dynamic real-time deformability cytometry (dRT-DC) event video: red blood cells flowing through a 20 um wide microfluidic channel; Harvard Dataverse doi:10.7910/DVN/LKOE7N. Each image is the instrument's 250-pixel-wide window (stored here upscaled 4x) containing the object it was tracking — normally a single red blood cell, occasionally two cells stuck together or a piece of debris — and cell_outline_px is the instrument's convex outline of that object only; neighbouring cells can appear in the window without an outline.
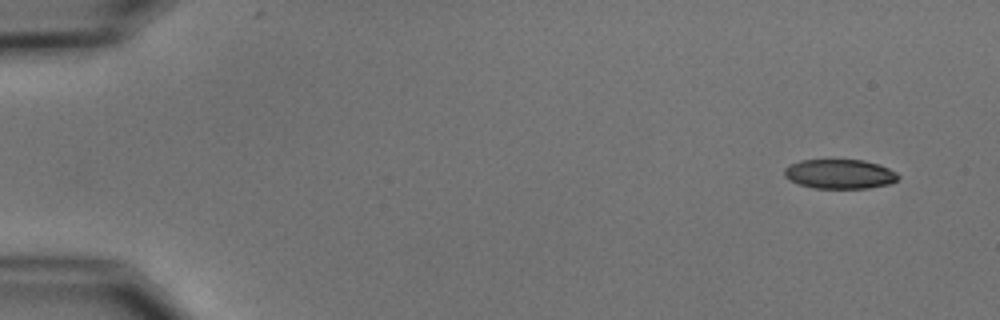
{"species": "common noctule bat (a hibernating species)", "species_latin": "Nyctalus noctula", "temperature_condition": "cold", "stored_images_in_passage": 4, "camera_frame_rate_fps": 3000, "um_per_image_px": 0.085, "animal": {"sex": "male", "body_mass_g": 15.6}, "frame": {"image": 1, "passage_image": 1, "time_ms": 0.0, "image_size_px": [1000, 320], "cell_outline_px": [[900, 176], [892, 184], [868, 188], [812, 188], [788, 180], [784, 176], [784, 168], [788, 164], [800, 160], [864, 160], [880, 164], [896, 172]], "centroid_in_image_um": [71.37, 14.79], "position_along_channel_um": 13.6, "area_um2": 19.77}}
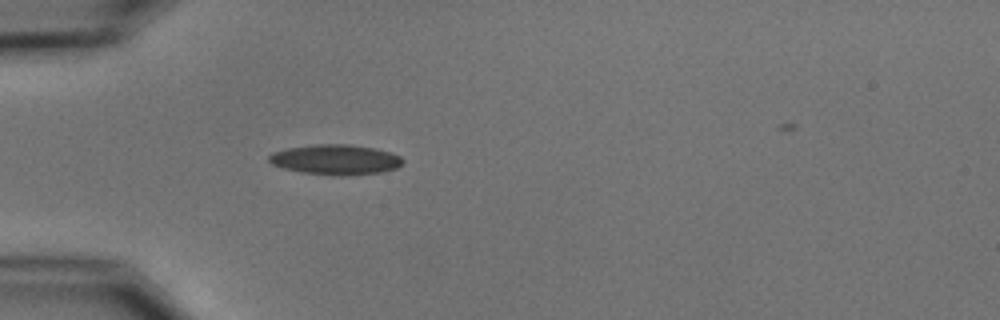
{"frame": {"image": 2, "passage_image": 4, "time_ms": 4.333, "image_size_px": [1000, 320], "cell_outline_px": [[404, 160], [396, 168], [380, 172], [344, 176], [332, 176], [304, 172], [284, 168], [272, 164], [268, 160], [268, 156], [272, 152], [288, 148], [312, 144], [348, 144], [376, 148], [400, 156]], "centroid_in_image_um": [28.5, 13.56], "position_along_channel_um": 56.5, "area_um2": 23.47}}